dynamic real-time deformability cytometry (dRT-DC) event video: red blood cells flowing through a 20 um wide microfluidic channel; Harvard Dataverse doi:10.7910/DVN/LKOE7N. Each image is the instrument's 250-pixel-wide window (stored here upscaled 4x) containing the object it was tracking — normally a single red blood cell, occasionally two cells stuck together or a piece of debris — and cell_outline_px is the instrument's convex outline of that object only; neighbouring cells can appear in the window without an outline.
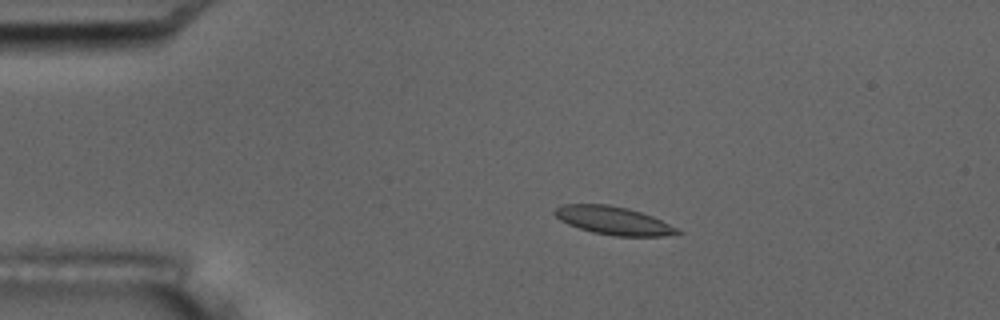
{"species": "common noctule bat (a hibernating species)", "species_latin": "Nyctalus noctula", "temperature_condition": "room temperature", "stored_images_in_passage": 8, "camera_frame_rate_fps": 3000, "um_per_image_px": 0.085, "animal": {"sex": "male", "body_mass_g": 17.5, "forearm_length_mm": 52.3}, "frame": {"image": 1, "passage_image": 4, "time_ms": 3.667, "image_size_px": [1000, 320], "cell_outline_px": [[684, 232], [664, 236], [616, 236], [592, 232], [568, 224], [560, 220], [552, 212], [560, 204], [608, 204], [628, 208], [652, 216]], "centroid_in_image_um": [52.1, 18.74], "position_along_channel_um": 32.9, "area_um2": 20.0}}
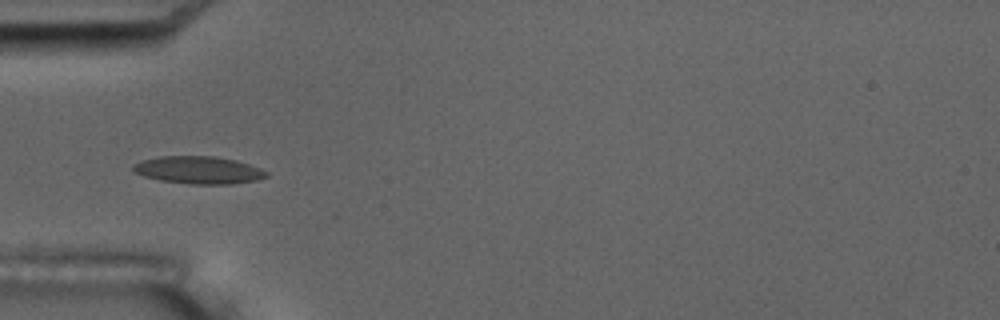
{"frame": {"image": 2, "passage_image": 6, "time_ms": 6.0, "image_size_px": [1000, 320], "cell_outline_px": [[268, 176], [256, 180], [232, 184], [188, 184], [160, 180], [144, 176], [136, 172], [132, 168], [132, 164], [140, 160], [160, 156], [216, 156], [236, 160], [260, 168], [268, 172]], "centroid_in_image_um": [16.87, 14.45], "position_along_channel_um": 68.1, "area_um2": 21.44}}